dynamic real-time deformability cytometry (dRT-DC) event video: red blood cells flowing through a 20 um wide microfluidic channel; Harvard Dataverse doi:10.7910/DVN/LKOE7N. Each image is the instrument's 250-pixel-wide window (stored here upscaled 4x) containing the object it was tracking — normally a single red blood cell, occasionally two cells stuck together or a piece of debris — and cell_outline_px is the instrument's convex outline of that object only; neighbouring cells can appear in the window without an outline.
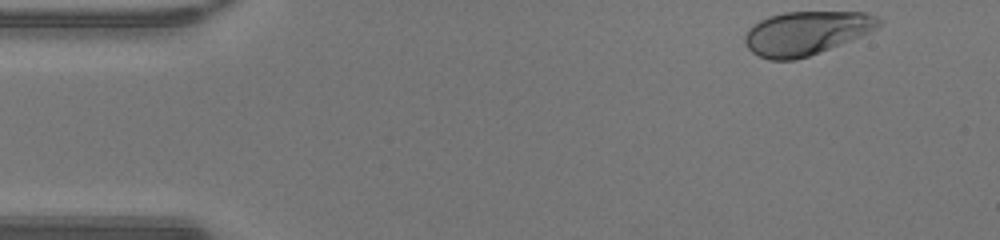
{"species": "human", "species_latin": "Homo sapiens", "temperature_condition": "warm", "stored_images_in_passage": 44, "camera_frame_rate_fps": 3000, "um_per_image_px": 0.085, "donor": {"sex": "male"}, "frame": {"image": 1, "passage_image": 1, "time_ms": 0.0, "image_size_px": [1000, 240], "cell_outline_px": [[880, 24], [876, 28], [860, 36], [808, 56], [796, 60], [768, 60], [752, 52], [744, 44], [744, 36], [748, 28], [760, 20], [768, 16], [784, 12], [864, 12], [876, 16], [880, 20]], "centroid_in_image_um": [68.46, 2.8], "position_along_channel_um": 16.5, "area_um2": 33.81}}
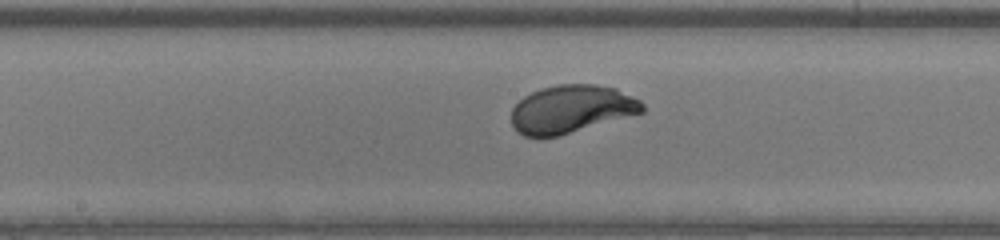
{"frame": {"image": 2, "passage_image": 21, "time_ms": 6.667, "image_size_px": [1000, 240], "cell_outline_px": [[644, 112], [560, 136], [524, 136], [516, 132], [512, 124], [512, 108], [524, 96], [540, 88], [560, 84], [596, 84], [616, 88], [640, 100], [644, 104]], "centroid_in_image_um": [48.57, 9.27], "position_along_channel_um": 199.6, "area_um2": 36.65}}
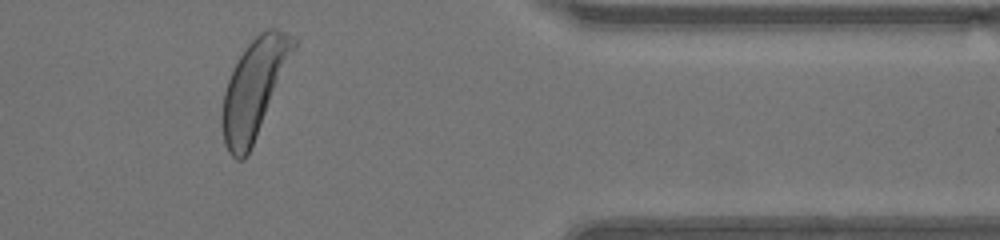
{"frame": {"image": 3, "passage_image": 36, "time_ms": 11.667, "image_size_px": [1000, 240], "cell_outline_px": [[300, 40], [256, 136], [244, 160], [236, 160], [228, 152], [224, 144], [220, 116], [224, 92], [228, 80], [244, 48], [264, 28], [276, 28]], "centroid_in_image_um": [21.6, 7.49], "position_along_channel_um": 389.8, "area_um2": 40.4}, "authors_computed_cell_mechanics": {"area_um2": 36.5296, "velocity_mm_per_s": 4.312, "shape_relaxation_time_tau1_ms": 1.8883, "shape_relaxation_time_tau2_ms": null, "deformation_change_tau1": 0.1481, "deformation_change_tau2": null}}